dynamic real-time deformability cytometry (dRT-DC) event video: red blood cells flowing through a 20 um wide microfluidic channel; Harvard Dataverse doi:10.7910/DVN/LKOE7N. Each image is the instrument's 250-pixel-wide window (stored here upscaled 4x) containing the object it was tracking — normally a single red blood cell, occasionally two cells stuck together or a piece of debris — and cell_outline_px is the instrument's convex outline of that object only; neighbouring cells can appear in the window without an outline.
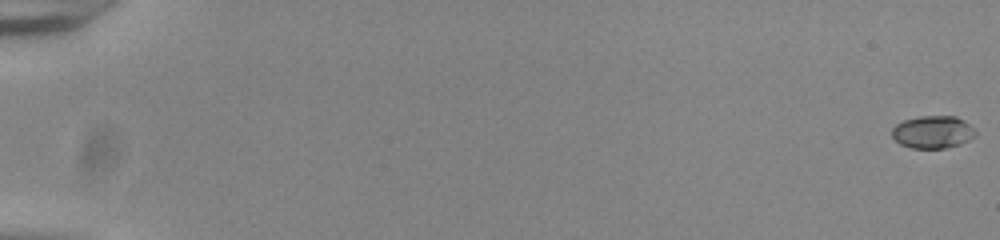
{"species": "common noctule bat (a hibernating species)", "species_latin": "Nyctalus noctula", "temperature_condition": "room temperature", "stored_images_in_passage": 12, "camera_frame_rate_fps": 3000, "um_per_image_px": 0.085, "animal": {"sex": "male", "body_mass_g": 20.0, "forearm_length_mm": 53.3}, "frame": {"image": 1, "passage_image": 1, "time_ms": 0.0, "image_size_px": [1000, 240], "cell_outline_px": [[976, 136], [960, 144], [944, 148], [912, 148], [900, 144], [892, 136], [892, 128], [896, 124], [904, 120], [920, 116], [956, 116], [964, 120], [976, 132]], "centroid_in_image_um": [79.28, 11.22], "position_along_channel_um": 5.7, "area_um2": 15.78}}